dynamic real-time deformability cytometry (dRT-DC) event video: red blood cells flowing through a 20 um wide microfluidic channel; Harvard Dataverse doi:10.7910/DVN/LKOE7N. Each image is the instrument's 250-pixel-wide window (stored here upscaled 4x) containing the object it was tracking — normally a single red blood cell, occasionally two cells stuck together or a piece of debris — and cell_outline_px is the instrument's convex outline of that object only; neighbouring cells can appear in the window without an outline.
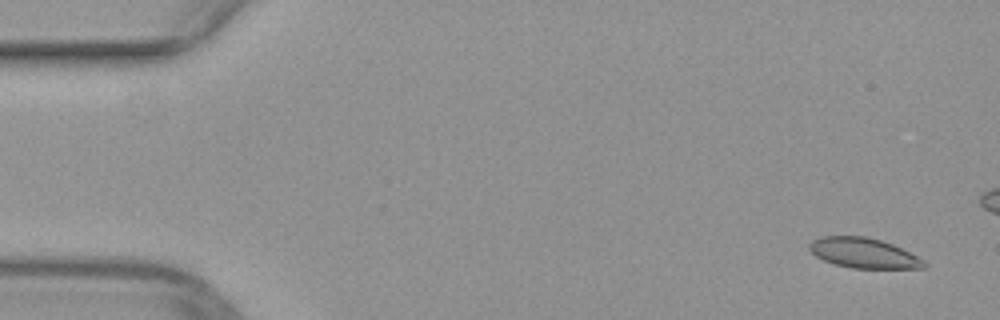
{"species": "common noctule bat (a hibernating species)", "species_latin": "Nyctalus noctula", "temperature_condition": "warm", "stored_images_in_passage": 15, "camera_frame_rate_fps": 3000, "um_per_image_px": 0.085, "animal": {"sex": "female", "body_mass_g": 29.2, "forearm_length_mm": 56.3}, "frame": {"image": 1, "passage_image": 3, "time_ms": 0.667, "image_size_px": [1000, 320], "cell_outline_px": [[928, 264], [924, 268], [852, 268], [836, 264], [824, 260], [816, 256], [808, 248], [808, 244], [812, 240], [820, 236], [864, 236], [880, 240], [892, 244], [924, 260]], "centroid_in_image_um": [73.38, 21.5], "position_along_channel_um": 11.6, "area_um2": 19.94}}